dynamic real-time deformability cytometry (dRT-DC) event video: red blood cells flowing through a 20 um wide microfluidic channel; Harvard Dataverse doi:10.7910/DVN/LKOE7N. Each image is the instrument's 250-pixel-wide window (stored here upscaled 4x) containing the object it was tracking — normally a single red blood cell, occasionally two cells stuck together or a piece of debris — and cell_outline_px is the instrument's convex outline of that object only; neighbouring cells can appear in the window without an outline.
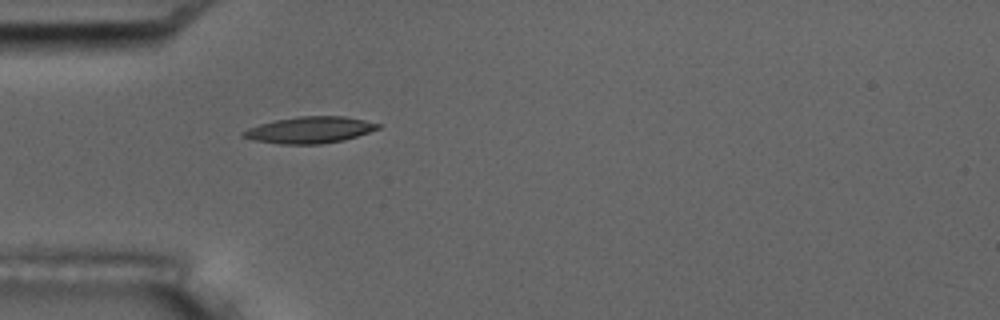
{"species": "common noctule bat (a hibernating species)", "species_latin": "Nyctalus noctula", "temperature_condition": "room temperature", "stored_images_in_passage": 4, "camera_frame_rate_fps": 3000, "um_per_image_px": 0.085, "animal": {"sex": "male", "body_mass_g": 17.5, "forearm_length_mm": 52.3}, "frame": {"image": 1, "passage_image": 4, "time_ms": 3.333, "image_size_px": [1000, 320], "cell_outline_px": [[380, 128], [344, 140], [320, 144], [280, 144], [252, 140], [240, 136], [240, 132], [248, 128], [260, 124], [276, 120], [300, 116], [344, 116], [364, 120], [380, 124]], "centroid_in_image_um": [26.28, 11.05], "position_along_channel_um": 58.7, "area_um2": 20.75}}